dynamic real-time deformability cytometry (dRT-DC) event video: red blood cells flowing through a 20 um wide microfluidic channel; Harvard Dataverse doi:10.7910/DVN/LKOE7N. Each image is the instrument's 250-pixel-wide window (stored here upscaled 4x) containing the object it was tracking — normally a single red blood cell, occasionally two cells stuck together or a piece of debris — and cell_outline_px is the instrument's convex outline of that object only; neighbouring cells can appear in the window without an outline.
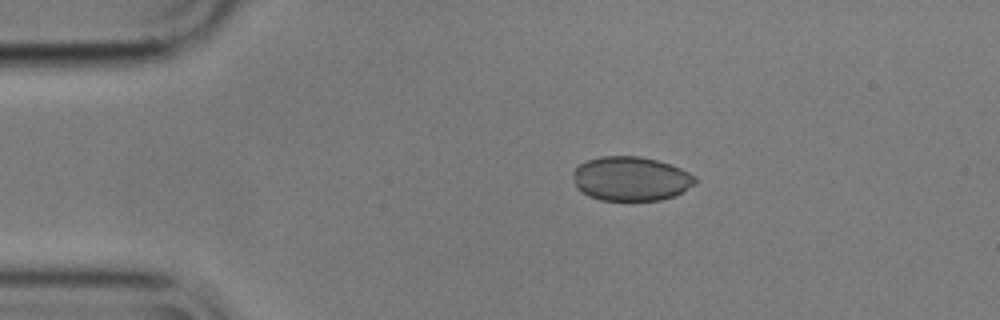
{"species": "common noctule bat (a hibernating species)", "species_latin": "Nyctalus noctula", "temperature_condition": "cold", "stored_images_in_passage": 46, "camera_frame_rate_fps": 3000, "um_per_image_px": 0.085, "animal": {"sex": "male", "body_mass_g": 17.9}, "frame": {"image": 1, "passage_image": 1, "time_ms": 0.0, "image_size_px": [1000, 320], "cell_outline_px": [[696, 184], [676, 196], [660, 200], [600, 200], [588, 196], [576, 188], [572, 172], [580, 164], [588, 160], [600, 156], [640, 156], [656, 160], [680, 168], [696, 176]], "centroid_in_image_um": [53.63, 15.2], "position_along_channel_um": 31.4, "area_um2": 31.62}}
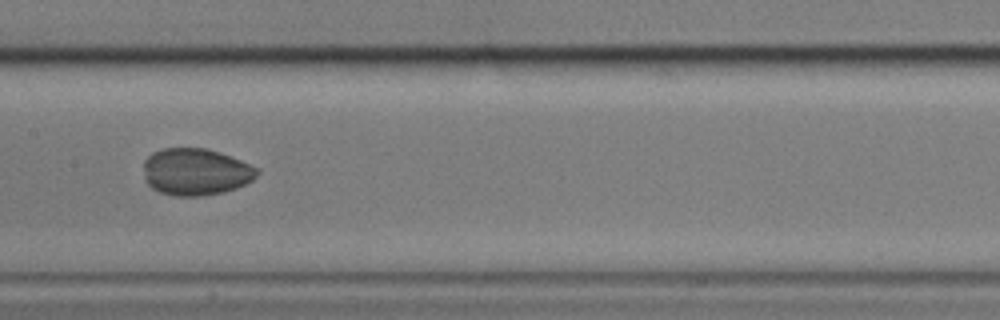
{"frame": {"image": 2, "passage_image": 18, "time_ms": 5.667, "image_size_px": [1000, 320], "cell_outline_px": [[260, 172], [252, 180], [236, 188], [224, 192], [200, 196], [176, 196], [160, 192], [152, 188], [144, 180], [144, 160], [152, 152], [164, 148], [208, 148], [220, 152], [260, 168]], "centroid_in_image_um": [16.64, 14.6], "position_along_channel_um": 190.8, "area_um2": 31.27}}
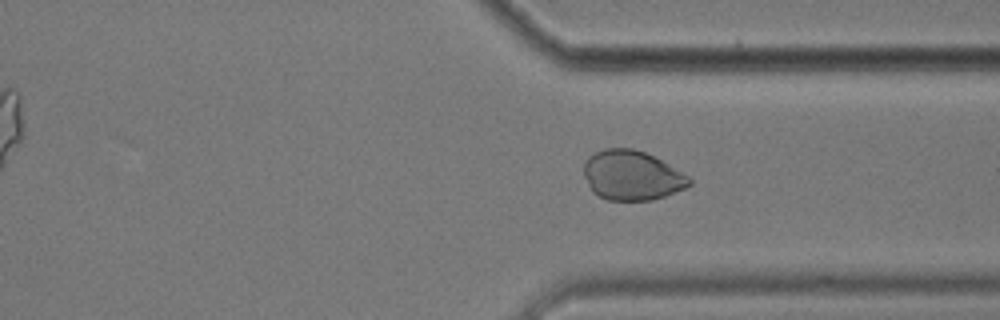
{"frame": {"image": 3, "passage_image": 32, "time_ms": 10.333, "image_size_px": [1000, 320], "cell_outline_px": [[692, 184], [684, 188], [664, 196], [652, 200], [608, 200], [592, 192], [584, 176], [584, 164], [588, 156], [604, 148], [632, 148], [644, 152], [668, 164], [688, 176], [692, 180]], "centroid_in_image_um": [53.68, 14.91], "position_along_channel_um": 357.7, "area_um2": 30.29}}